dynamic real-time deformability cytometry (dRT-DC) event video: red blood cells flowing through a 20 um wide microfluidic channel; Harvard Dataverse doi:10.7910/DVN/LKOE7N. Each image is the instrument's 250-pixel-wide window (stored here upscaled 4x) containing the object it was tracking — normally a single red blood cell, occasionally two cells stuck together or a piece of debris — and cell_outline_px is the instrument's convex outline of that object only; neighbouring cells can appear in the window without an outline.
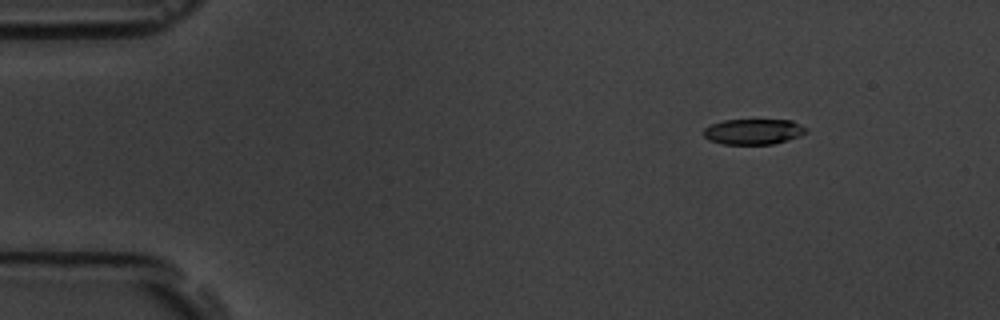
{"species": "common noctule bat (a hibernating species)", "species_latin": "Nyctalus noctula", "temperature_condition": "room temperature", "stored_images_in_passage": 6, "camera_frame_rate_fps": 3000, "um_per_image_px": 0.085, "animal": {"sex": "male", "body_mass_g": 19.5, "forearm_length_mm": 54.6}, "frame": {"image": 1, "passage_image": 3, "time_ms": 2.333, "image_size_px": [1000, 320], "cell_outline_px": [[808, 132], [788, 140], [772, 144], [724, 144], [708, 140], [704, 136], [704, 128], [712, 124], [724, 120], [792, 120], [808, 128]], "centroid_in_image_um": [64.06, 11.19], "position_along_channel_um": 20.9, "area_um2": 15.26}}
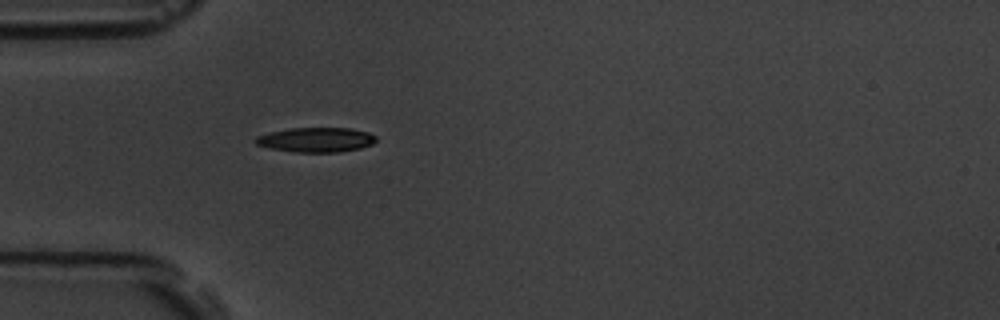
{"frame": {"image": 2, "passage_image": 6, "time_ms": 5.667, "image_size_px": [1000, 320], "cell_outline_px": [[376, 140], [372, 144], [360, 148], [340, 152], [296, 152], [268, 148], [256, 144], [252, 140], [256, 136], [268, 132], [292, 128], [352, 128], [368, 132], [376, 136]], "centroid_in_image_um": [26.84, 11.88], "position_along_channel_um": 58.2, "area_um2": 17.46}}